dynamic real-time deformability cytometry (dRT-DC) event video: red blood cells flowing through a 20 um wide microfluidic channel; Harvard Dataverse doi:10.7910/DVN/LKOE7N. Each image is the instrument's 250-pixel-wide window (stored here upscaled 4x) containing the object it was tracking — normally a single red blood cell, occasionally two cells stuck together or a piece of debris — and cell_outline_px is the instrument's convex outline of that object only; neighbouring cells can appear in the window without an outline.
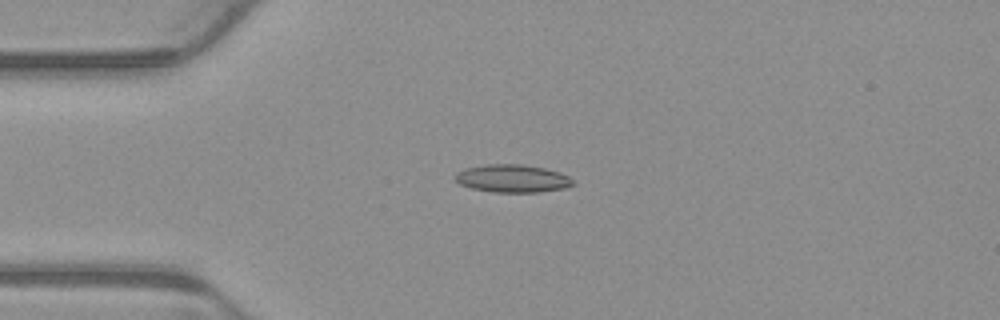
{"species": "common noctule bat (a hibernating species)", "species_latin": "Nyctalus noctula", "temperature_condition": "warm", "stored_images_in_passage": 4, "camera_frame_rate_fps": 3000, "um_per_image_px": 0.085, "animal": {"sex": "male", "body_mass_g": 23.1, "forearm_length_mm": 52.7}, "frame": {"image": 1, "passage_image": 4, "time_ms": 1.0, "image_size_px": [1000, 320], "cell_outline_px": [[576, 184], [564, 188], [540, 192], [492, 192], [472, 188], [460, 184], [456, 180], [456, 172], [464, 168], [488, 164], [520, 164], [544, 168], [560, 172], [568, 176]], "centroid_in_image_um": [43.57, 15.17], "position_along_channel_um": 41.4, "area_um2": 19.07}}